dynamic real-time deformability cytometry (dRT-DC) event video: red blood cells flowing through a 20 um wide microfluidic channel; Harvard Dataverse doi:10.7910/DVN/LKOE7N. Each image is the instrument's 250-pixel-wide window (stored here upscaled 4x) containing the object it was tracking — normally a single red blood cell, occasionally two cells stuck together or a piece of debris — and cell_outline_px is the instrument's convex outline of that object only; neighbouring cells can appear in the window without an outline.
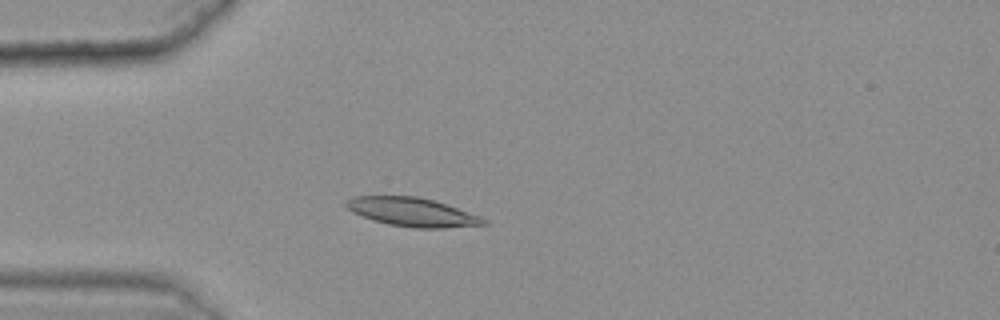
{"species": "common noctule bat (a hibernating species)", "species_latin": "Nyctalus noctula", "temperature_condition": "warm", "stored_images_in_passage": 37, "camera_frame_rate_fps": 3000, "um_per_image_px": 0.085, "animal": {"sex": "female", "body_mass_g": 25.1}, "frame": {"image": 1, "passage_image": 6, "time_ms": 1.667, "image_size_px": [1000, 320], "cell_outline_px": [[488, 224], [444, 228], [412, 228], [388, 224], [372, 220], [352, 212], [344, 204], [352, 196], [416, 196], [432, 200], [480, 216], [488, 220]], "centroid_in_image_um": [35.02, 18.03], "position_along_channel_um": 50.0, "area_um2": 22.83}}
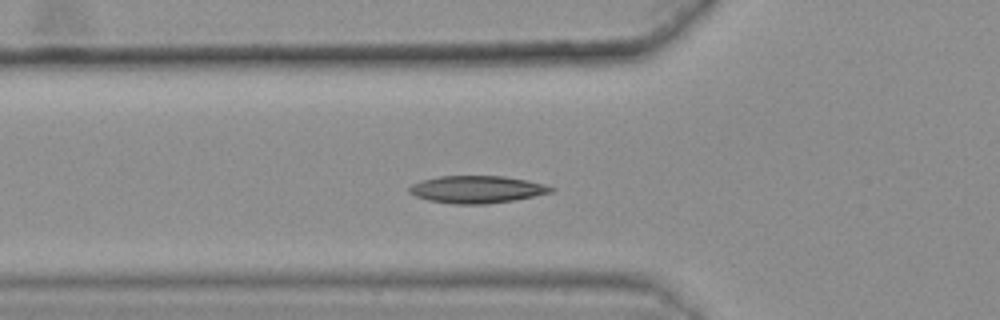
{"frame": {"image": 2, "passage_image": 10, "time_ms": 3.0, "image_size_px": [1000, 320], "cell_outline_px": [[556, 188], [552, 192], [512, 200], [484, 204], [452, 204], [428, 200], [416, 196], [408, 192], [408, 188], [412, 184], [420, 180], [440, 176], [504, 176], [528, 180], [544, 184]], "centroid_in_image_um": [40.5, 16.09], "position_along_channel_um": 85.3, "area_um2": 22.54}}
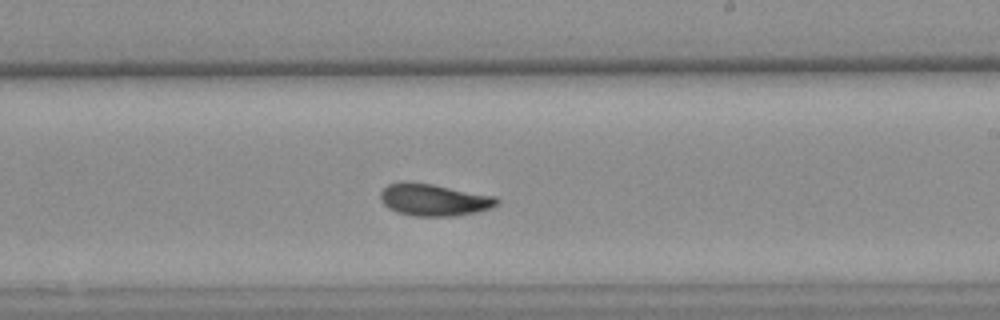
{"frame": {"image": 3, "passage_image": 24, "time_ms": 7.667, "image_size_px": [1000, 320], "cell_outline_px": [[500, 200], [492, 208], [476, 212], [456, 216], [412, 216], [396, 212], [388, 208], [380, 200], [380, 192], [388, 184], [400, 180], [404, 180], [432, 184], [496, 196]], "centroid_in_image_um": [36.85, 16.97], "position_along_channel_um": 252.2, "area_um2": 22.08}, "authors_computed_cell_mechanics": {"area_um2": 21.675, "velocity_mm_per_s": 3.5783, "shape_relaxation_time_tau1_ms": 6.0614, "shape_relaxation_time_tau2_ms": 2.3492, "deformation_change_tau1": 0.1586, "deformation_change_tau2": 0.0729}}